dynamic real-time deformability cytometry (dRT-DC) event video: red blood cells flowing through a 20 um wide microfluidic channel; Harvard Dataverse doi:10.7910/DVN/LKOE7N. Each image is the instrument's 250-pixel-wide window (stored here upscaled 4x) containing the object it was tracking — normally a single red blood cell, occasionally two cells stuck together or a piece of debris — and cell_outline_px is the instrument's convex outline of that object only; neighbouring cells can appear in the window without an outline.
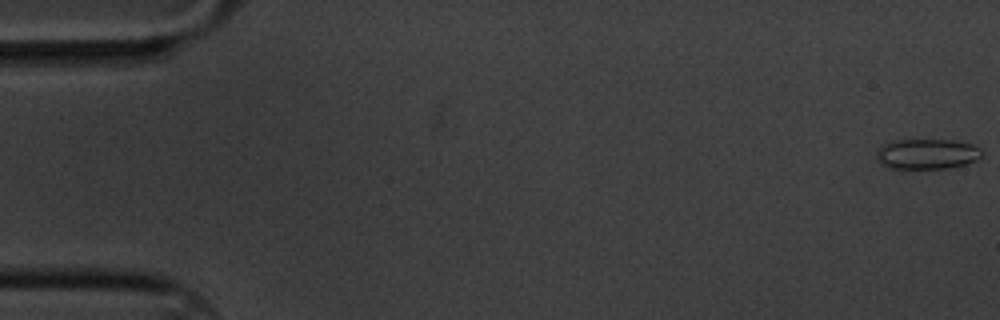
{"species": "common noctule bat (a hibernating species)", "species_latin": "Nyctalus noctula", "temperature_condition": "cold", "stored_images_in_passage": 12, "camera_frame_rate_fps": 3000, "um_per_image_px": 0.085, "animal": {"sex": "male", "body_mass_g": 20.1, "forearm_length_mm": 53.5}, "frame": {"image": 1, "passage_image": 1, "time_ms": 0.0, "image_size_px": [1000, 320], "cell_outline_px": [[984, 156], [968, 164], [948, 168], [888, 168], [880, 164], [876, 160], [876, 152], [884, 144], [892, 140], [956, 140], [972, 144], [980, 148], [984, 152]], "centroid_in_image_um": [78.83, 13.09], "position_along_channel_um": 6.2, "area_um2": 18.9}}